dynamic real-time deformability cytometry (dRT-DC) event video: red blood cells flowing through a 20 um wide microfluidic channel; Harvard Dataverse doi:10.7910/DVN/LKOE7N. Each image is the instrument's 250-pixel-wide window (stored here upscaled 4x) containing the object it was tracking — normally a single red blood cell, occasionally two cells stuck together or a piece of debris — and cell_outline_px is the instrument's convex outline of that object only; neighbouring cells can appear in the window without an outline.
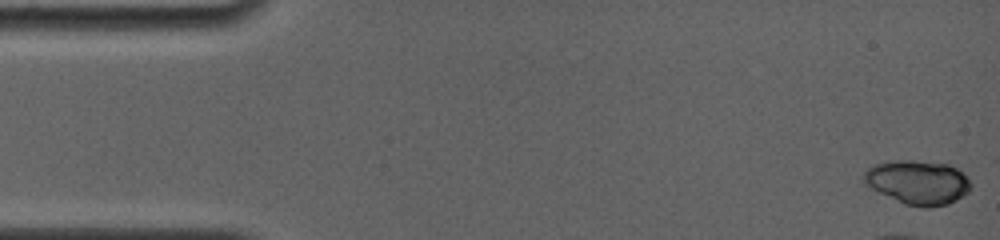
{"species": "common noctule bat (a hibernating species)", "species_latin": "Nyctalus noctula", "temperature_condition": "room temperature", "stored_images_in_passage": 9, "camera_frame_rate_fps": 4000, "um_per_image_px": 0.085, "animal": {"sex": "female", "body_mass_g": 19.0, "forearm_length_mm": 56.7}, "frame": {"image": 1, "passage_image": 1, "time_ms": 0.0, "image_size_px": [1000, 240], "cell_outline_px": [[972, 188], [968, 192], [948, 204], [928, 208], [924, 208], [904, 204], [864, 184], [860, 180], [860, 176], [868, 168], [876, 164], [948, 164], [964, 172], [968, 176], [972, 184]], "centroid_in_image_um": [78.06, 15.57], "position_along_channel_um": 6.9, "area_um2": 26.47}}